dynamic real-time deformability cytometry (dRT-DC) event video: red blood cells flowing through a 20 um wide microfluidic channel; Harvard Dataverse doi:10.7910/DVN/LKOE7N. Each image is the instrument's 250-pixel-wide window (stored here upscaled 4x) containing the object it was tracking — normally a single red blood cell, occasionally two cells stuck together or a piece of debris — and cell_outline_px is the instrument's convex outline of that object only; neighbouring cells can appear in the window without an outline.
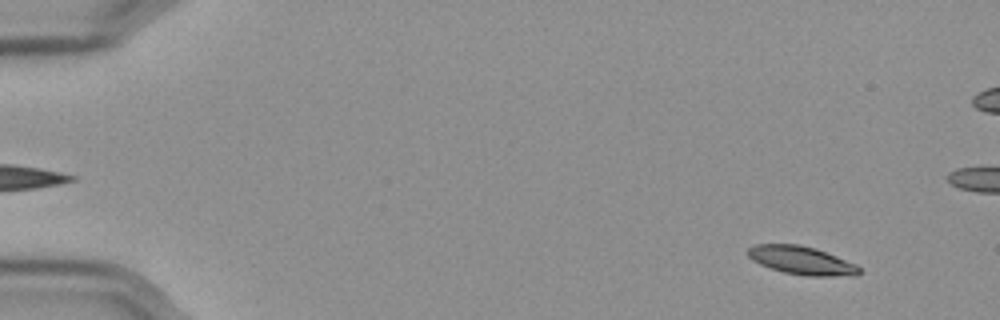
{"species": "Egyptian fruit bat (a non-hibernating species)", "species_latin": "Rousettus aegyptiacus", "temperature_condition": "cold", "stored_images_in_passage": 58, "camera_frame_rate_fps": 3000, "um_per_image_px": 0.085, "frame": {"image": 1, "passage_image": 5, "time_ms": 1.333, "image_size_px": [1000, 320], "cell_outline_px": [[860, 272], [856, 276], [808, 276], [784, 272], [760, 264], [752, 260], [748, 256], [748, 248], [756, 244], [800, 244], [816, 248], [856, 264], [860, 268]], "centroid_in_image_um": [68.15, 22.13], "position_along_channel_um": 16.8, "area_um2": 18.32}}
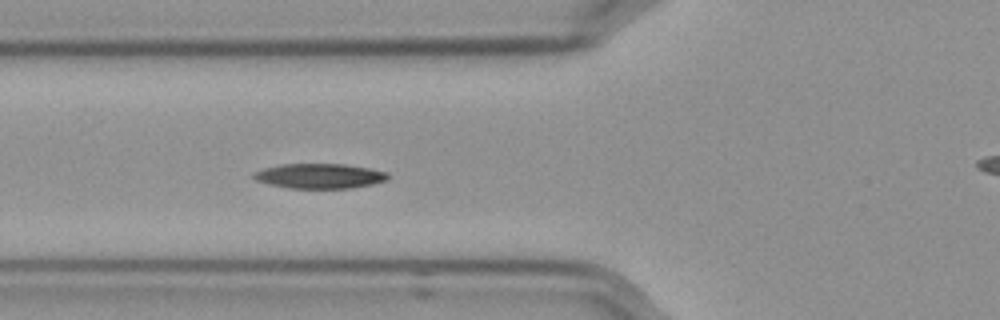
{"frame": {"image": 2, "passage_image": 22, "time_ms": 7.0, "image_size_px": [1000, 320], "cell_outline_px": [[392, 176], [388, 180], [372, 184], [352, 188], [288, 188], [256, 180], [252, 176], [252, 172], [264, 168], [280, 164], [344, 164], [368, 168], [388, 172]], "centroid_in_image_um": [27.2, 14.95], "position_along_channel_um": 98.6, "area_um2": 19.54}}
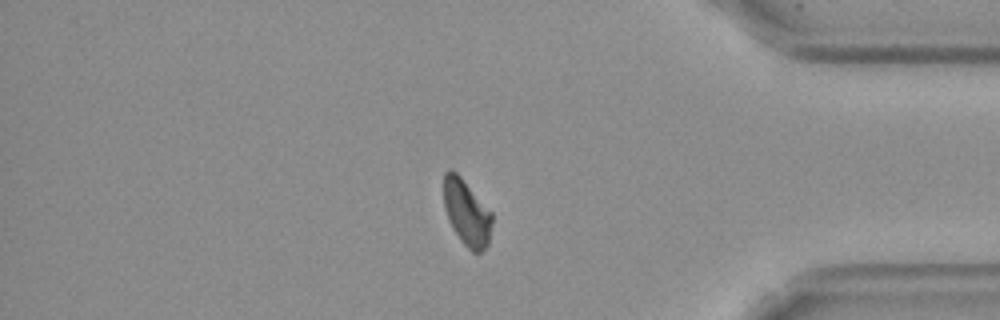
{"frame": {"image": 3, "passage_image": 49, "time_ms": 16.0, "image_size_px": [1000, 320], "cell_outline_px": [[492, 224], [488, 244], [480, 252], [472, 252], [460, 240], [444, 208], [444, 172], [448, 168], [452, 168], [460, 176], [492, 212]], "centroid_in_image_um": [39.67, 18.05], "position_along_channel_um": 395.5, "area_um2": 18.32}, "authors_computed_cell_mechanics": {"area_um2": 19.074, "velocity_mm_per_s": 3.5548, "shape_relaxation_time_tau1_ms": 6.1879, "shape_relaxation_time_tau2_ms": null, "deformation_change_tau1": 0.1622, "deformation_change_tau2": null}}